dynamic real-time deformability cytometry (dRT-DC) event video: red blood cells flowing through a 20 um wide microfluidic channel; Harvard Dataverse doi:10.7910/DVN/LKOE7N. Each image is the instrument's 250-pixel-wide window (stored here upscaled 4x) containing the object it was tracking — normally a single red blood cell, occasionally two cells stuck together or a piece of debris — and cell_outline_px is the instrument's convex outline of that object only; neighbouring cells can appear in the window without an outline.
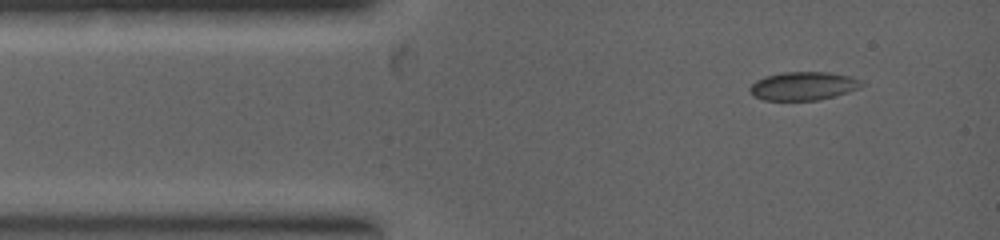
{"species": "common noctule bat (a hibernating species)", "species_latin": "Nyctalus noctula", "temperature_condition": "warm", "stored_images_in_passage": 2, "camera_frame_rate_fps": 5000, "um_per_image_px": 0.085, "animal": {"sex": "female", "body_mass_g": 19.0, "forearm_length_mm": 53.3}, "frame": {"image": 1, "passage_image": 2, "time_ms": 0.6, "image_size_px": [1000, 240], "cell_outline_px": [[864, 84], [860, 88], [848, 92], [816, 100], [764, 100], [752, 96], [748, 88], [756, 80], [764, 76], [784, 72], [828, 72], [852, 76], [864, 80]], "centroid_in_image_um": [68.29, 7.3], "position_along_channel_um": 16.7, "area_um2": 18.67}}